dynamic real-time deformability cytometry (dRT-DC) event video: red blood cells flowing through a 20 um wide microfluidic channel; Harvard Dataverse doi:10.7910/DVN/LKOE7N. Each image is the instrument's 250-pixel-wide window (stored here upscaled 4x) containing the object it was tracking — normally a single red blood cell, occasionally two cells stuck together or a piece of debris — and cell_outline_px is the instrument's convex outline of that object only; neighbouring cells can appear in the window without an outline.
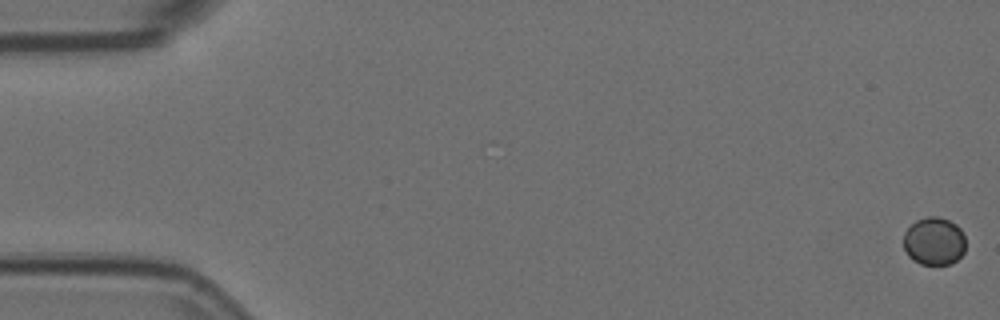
{"species": "Egyptian fruit bat (a non-hibernating species)", "species_latin": "Rousettus aegyptiacus", "temperature_condition": "room temperature", "stored_images_in_passage": 6, "camera_frame_rate_fps": 3000, "um_per_image_px": 0.085, "animal": {"sex": "female"}, "frame": {"image": 1, "passage_image": 1, "time_ms": 0.0, "image_size_px": [1000, 320], "cell_outline_px": [[964, 252], [952, 264], [920, 264], [912, 260], [908, 256], [904, 248], [904, 232], [916, 220], [928, 216], [936, 216], [948, 220], [956, 224], [960, 228], [964, 236]], "centroid_in_image_um": [79.38, 20.5], "position_along_channel_um": 5.6, "area_um2": 17.34}}
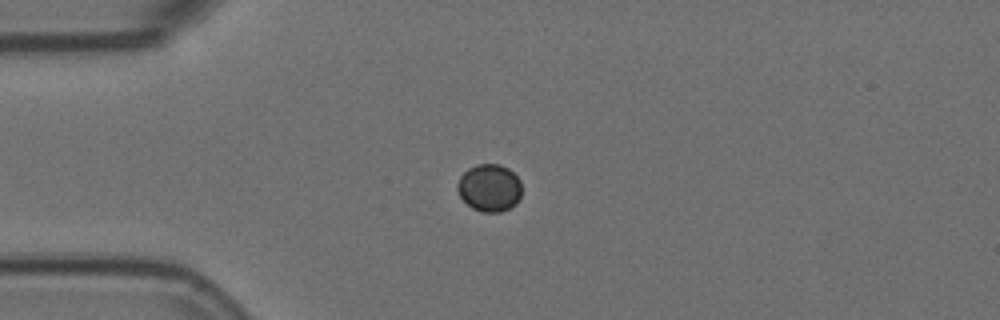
{"frame": {"image": 2, "passage_image": 4, "time_ms": 1.0, "image_size_px": [1000, 320], "cell_outline_px": [[520, 196], [516, 204], [500, 212], [484, 212], [472, 208], [460, 196], [456, 188], [456, 184], [460, 176], [468, 168], [476, 164], [500, 164], [508, 168], [520, 180]], "centroid_in_image_um": [41.58, 15.95], "position_along_channel_um": 43.4, "area_um2": 17.74}}
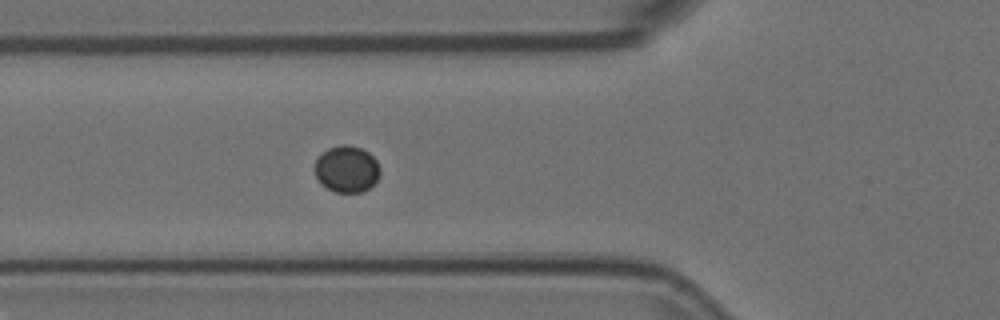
{"frame": {"image": 3, "passage_image": 6, "time_ms": 1.667, "image_size_px": [1000, 320], "cell_outline_px": [[380, 172], [376, 180], [364, 192], [336, 192], [320, 184], [316, 176], [316, 160], [320, 152], [328, 148], [340, 144], [348, 144], [360, 148], [368, 152], [376, 160], [380, 168]], "centroid_in_image_um": [29.46, 14.35], "position_along_channel_um": 96.3, "area_um2": 17.74}}